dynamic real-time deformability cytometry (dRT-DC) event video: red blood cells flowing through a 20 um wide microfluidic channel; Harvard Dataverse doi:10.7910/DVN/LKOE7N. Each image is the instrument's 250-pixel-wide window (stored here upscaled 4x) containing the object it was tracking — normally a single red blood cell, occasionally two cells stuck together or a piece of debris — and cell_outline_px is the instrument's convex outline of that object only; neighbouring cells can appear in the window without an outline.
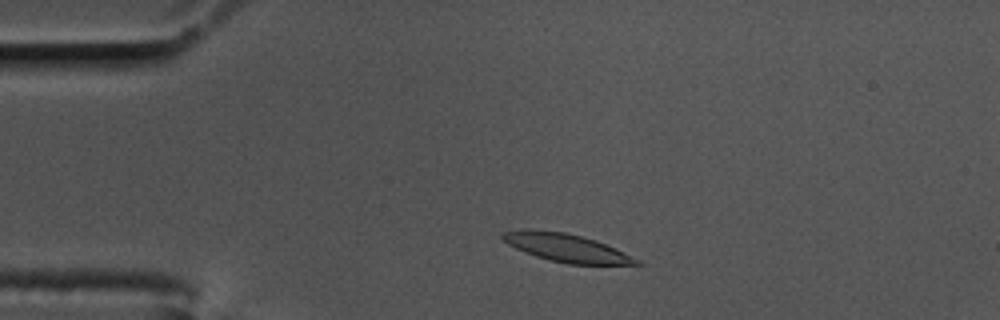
{"species": "common noctule bat (a hibernating species)", "species_latin": "Nyctalus noctula", "temperature_condition": "cold", "stored_images_in_passage": 29, "camera_frame_rate_fps": 3000, "um_per_image_px": 0.085, "animal": {"sex": "male", "body_mass_g": 17.5, "forearm_length_mm": 52.3}, "frame": {"image": 1, "passage_image": 4, "time_ms": 1.0, "image_size_px": [1000, 320], "cell_outline_px": [[632, 264], [576, 264], [556, 260], [540, 256], [520, 248], [516, 244], [520, 232], [556, 232], [576, 236], [592, 240], [612, 248], [620, 252]], "centroid_in_image_um": [48.4, 21.14], "position_along_channel_um": 36.6, "area_um2": 17.4}}
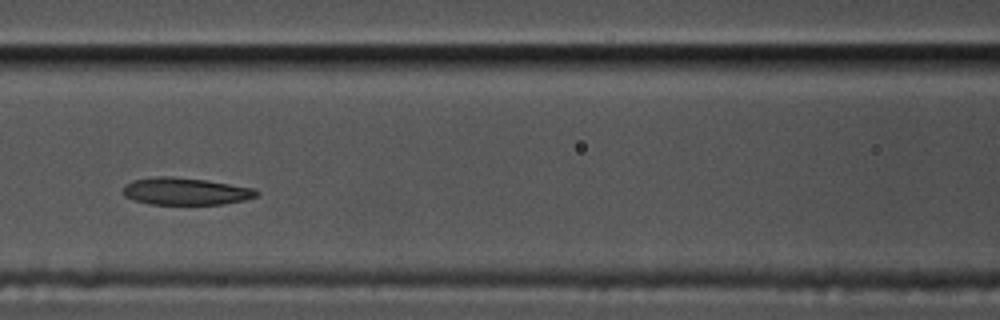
{"frame": {"image": 2, "passage_image": 17, "time_ms": 5.333, "image_size_px": [1000, 320], "cell_outline_px": [[256, 192], [252, 196], [236, 200], [212, 204], [160, 204], [140, 200], [128, 196], [124, 192], [124, 188], [140, 180], [200, 180], [224, 184], [244, 188]], "centroid_in_image_um": [15.76, 16.32], "position_along_channel_um": 150.8, "area_um2": 17.92}}
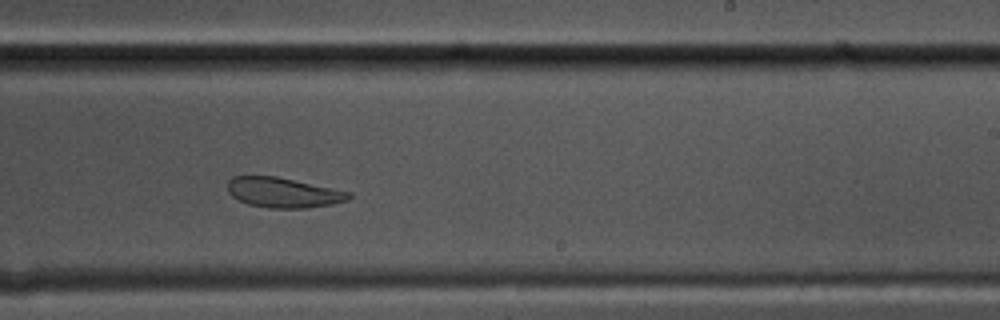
{"frame": {"image": 3, "passage_image": 27, "time_ms": 8.667, "image_size_px": [1000, 320], "cell_outline_px": [[348, 196], [340, 200], [324, 204], [256, 204], [244, 200], [236, 196], [232, 192], [232, 180], [240, 176], [268, 176], [288, 180], [304, 184]], "centroid_in_image_um": [23.84, 16.29], "position_along_channel_um": 265.2, "area_um2": 16.53}}